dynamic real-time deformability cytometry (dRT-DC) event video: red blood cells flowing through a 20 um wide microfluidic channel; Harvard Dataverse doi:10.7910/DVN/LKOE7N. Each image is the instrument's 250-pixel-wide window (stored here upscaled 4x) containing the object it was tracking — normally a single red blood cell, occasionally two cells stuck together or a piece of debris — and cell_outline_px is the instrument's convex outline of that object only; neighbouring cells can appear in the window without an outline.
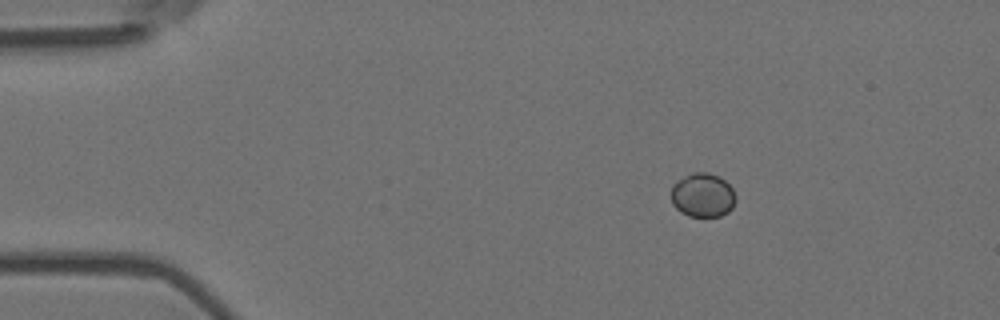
{"species": "Egyptian fruit bat (a non-hibernating species)", "species_latin": "Rousettus aegyptiacus", "temperature_condition": "room temperature", "stored_images_in_passage": 3, "camera_frame_rate_fps": 3000, "um_per_image_px": 0.085, "animal": {"sex": "female"}, "frame": {"image": 1, "passage_image": 1, "time_ms": 0.0, "image_size_px": [1000, 320], "cell_outline_px": [[736, 200], [732, 208], [728, 212], [720, 216], [688, 216], [680, 212], [672, 204], [672, 184], [684, 176], [692, 172], [708, 172], [720, 176], [732, 188], [736, 196]], "centroid_in_image_um": [59.73, 16.58], "position_along_channel_um": 25.3, "area_um2": 16.7}}